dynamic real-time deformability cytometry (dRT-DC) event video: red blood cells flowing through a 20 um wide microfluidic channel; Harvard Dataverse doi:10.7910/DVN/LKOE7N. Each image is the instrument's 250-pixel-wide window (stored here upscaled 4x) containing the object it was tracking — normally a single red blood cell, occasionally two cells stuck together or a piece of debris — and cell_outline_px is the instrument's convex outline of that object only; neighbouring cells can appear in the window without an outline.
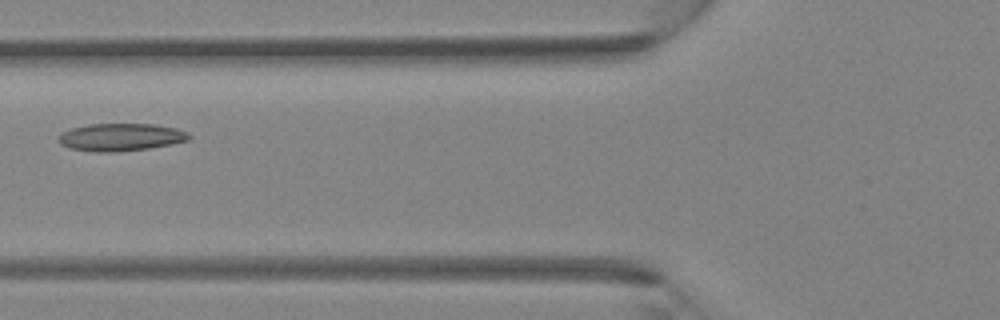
{"species": "Egyptian fruit bat (a non-hibernating species)", "species_latin": "Rousettus aegyptiacus", "temperature_condition": "room temperature", "stored_images_in_passage": 4, "camera_frame_rate_fps": 3000, "um_per_image_px": 0.085, "animal": {"sex": "female"}, "frame": {"image": 1, "passage_image": 4, "time_ms": 1.0, "image_size_px": [1000, 320], "cell_outline_px": [[192, 136], [188, 140], [172, 144], [148, 148], [116, 152], [92, 152], [72, 148], [60, 144], [56, 140], [60, 132], [72, 128], [88, 124], [152, 124], [176, 128], [188, 132]], "centroid_in_image_um": [10.24, 11.66], "position_along_channel_um": 115.6, "area_um2": 21.1}}